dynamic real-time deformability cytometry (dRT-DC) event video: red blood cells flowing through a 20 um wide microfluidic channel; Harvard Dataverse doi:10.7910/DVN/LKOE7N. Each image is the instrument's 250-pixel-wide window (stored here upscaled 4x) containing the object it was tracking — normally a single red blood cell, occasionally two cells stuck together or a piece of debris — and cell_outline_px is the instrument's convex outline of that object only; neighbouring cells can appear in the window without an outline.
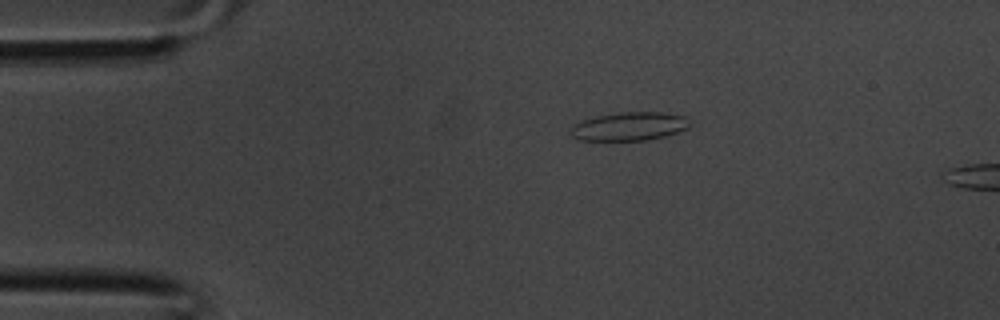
{"species": "common noctule bat (a hibernating species)", "species_latin": "Nyctalus noctula", "temperature_condition": "room temperature", "stored_images_in_passage": 10, "segment_of_instrument_passage": [1, 2], "camera_frame_rate_fps": 3000, "um_per_image_px": 0.085, "animal": {"sex": "male", "body_mass_g": 20.1, "forearm_length_mm": 53.5}, "frame": {"image": 1, "passage_image": 7, "time_ms": 2.0, "image_size_px": [1000, 320], "cell_outline_px": [[688, 128], [664, 136], [648, 140], [580, 140], [572, 136], [568, 132], [568, 128], [572, 124], [580, 120], [596, 116], [620, 112], [664, 112], [688, 116]], "centroid_in_image_um": [53.43, 10.73], "position_along_channel_um": 31.6, "area_um2": 20.0}}